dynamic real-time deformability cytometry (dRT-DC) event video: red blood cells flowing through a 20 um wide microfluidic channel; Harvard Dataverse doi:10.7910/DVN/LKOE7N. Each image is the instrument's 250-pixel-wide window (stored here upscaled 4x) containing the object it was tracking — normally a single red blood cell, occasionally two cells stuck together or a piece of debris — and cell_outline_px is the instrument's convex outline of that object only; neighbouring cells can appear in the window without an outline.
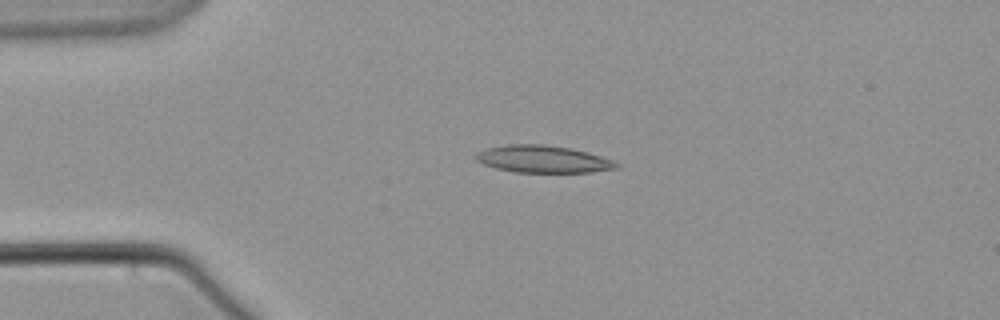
{"species": "common noctule bat (a hibernating species)", "species_latin": "Nyctalus noctula", "temperature_condition": "warm", "stored_images_in_passage": 5, "camera_frame_rate_fps": 3000, "um_per_image_px": 0.085, "animal": {"sex": "male", "body_mass_g": 21.5, "forearm_length_mm": 52.0}, "frame": {"image": 1, "passage_image": 4, "time_ms": 3.667, "image_size_px": [1000, 320], "cell_outline_px": [[620, 168], [592, 172], [516, 172], [496, 168], [484, 164], [476, 160], [476, 152], [488, 148], [508, 144], [544, 144], [568, 148], [600, 156], [612, 160], [620, 164]], "centroid_in_image_um": [46.16, 13.53], "position_along_channel_um": 38.8, "area_um2": 22.08}}